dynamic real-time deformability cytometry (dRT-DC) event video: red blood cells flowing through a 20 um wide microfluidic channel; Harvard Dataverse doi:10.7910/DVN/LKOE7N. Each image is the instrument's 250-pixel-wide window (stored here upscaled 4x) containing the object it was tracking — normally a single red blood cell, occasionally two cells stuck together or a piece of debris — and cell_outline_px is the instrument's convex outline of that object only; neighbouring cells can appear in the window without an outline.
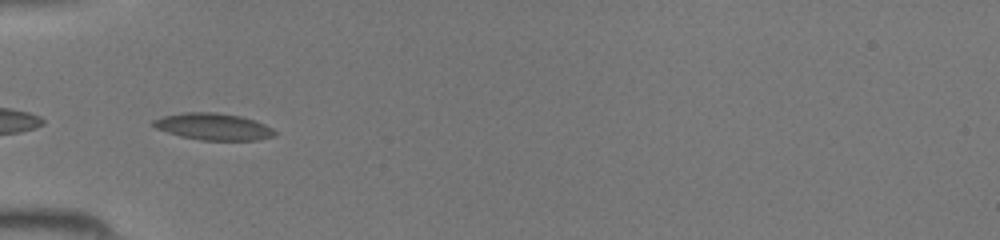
{"species": "common noctule bat (a hibernating species)", "species_latin": "Nyctalus noctula", "temperature_condition": "room temperature", "stored_images_in_passage": 41, "camera_frame_rate_fps": 3000, "um_per_image_px": 0.085, "animal": {"sex": "female", "body_mass_g": 19.5, "forearm_length_mm": 54.1}, "frame": {"image": 1, "passage_image": 13, "time_ms": 4.0, "image_size_px": [1000, 240], "cell_outline_px": [[276, 136], [256, 140], [200, 140], [180, 136], [156, 128], [148, 124], [152, 120], [164, 116], [184, 112], [216, 112], [240, 116], [264, 124], [272, 128], [276, 132]], "centroid_in_image_um": [18.1, 10.76], "position_along_channel_um": 66.9, "area_um2": 18.96}}
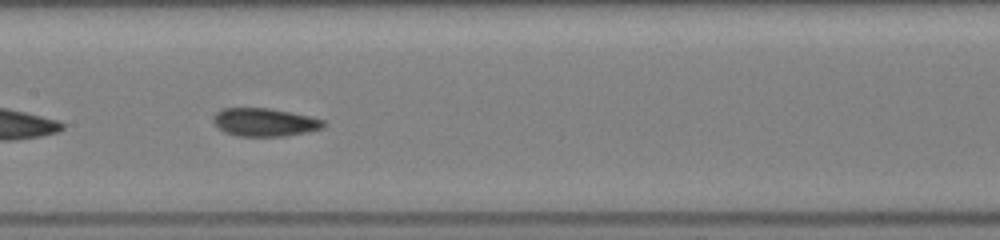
{"frame": {"image": 2, "passage_image": 21, "time_ms": 6.667, "image_size_px": [1000, 240], "cell_outline_px": [[328, 124], [324, 128], [308, 132], [284, 136], [236, 136], [224, 132], [212, 120], [212, 116], [220, 108], [268, 108], [308, 116], [324, 120]], "centroid_in_image_um": [22.49, 10.39], "position_along_channel_um": 184.9, "area_um2": 18.15}}
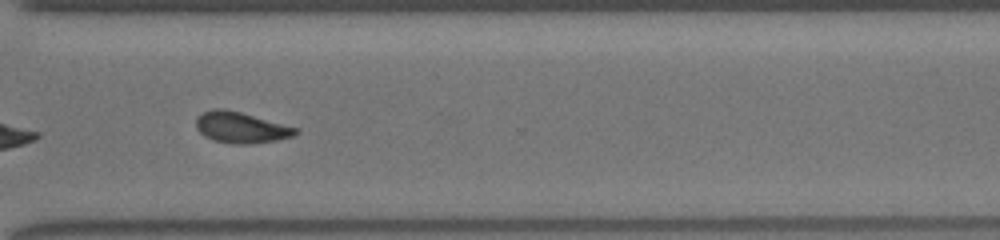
{"frame": {"image": 3, "passage_image": 32, "time_ms": 10.333, "image_size_px": [1000, 240], "cell_outline_px": [[300, 132], [292, 136], [276, 140], [248, 144], [232, 144], [212, 140], [204, 136], [196, 128], [196, 120], [204, 112], [212, 108], [224, 108], [240, 112], [300, 128]], "centroid_in_image_um": [20.5, 10.84], "position_along_channel_um": 350.1, "area_um2": 18.03}}